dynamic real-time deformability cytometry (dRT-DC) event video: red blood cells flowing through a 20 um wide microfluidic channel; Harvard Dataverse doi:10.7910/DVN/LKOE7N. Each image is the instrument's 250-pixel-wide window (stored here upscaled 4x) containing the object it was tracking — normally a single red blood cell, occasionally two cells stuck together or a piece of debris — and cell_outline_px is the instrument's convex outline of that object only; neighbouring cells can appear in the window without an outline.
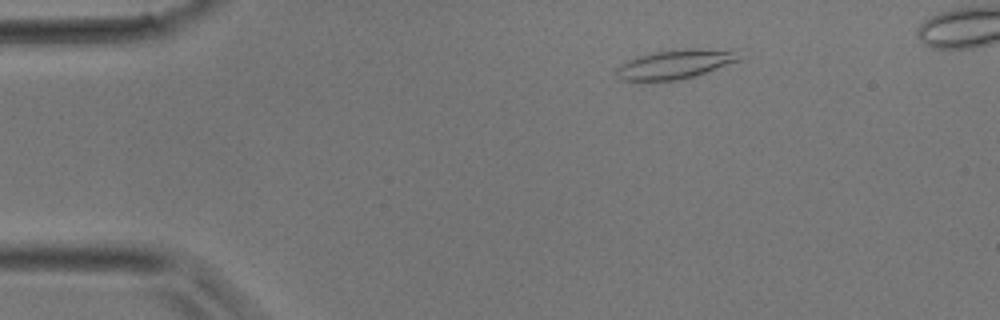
{"species": "common noctule bat (a hibernating species)", "species_latin": "Nyctalus noctula", "temperature_condition": "room temperature", "stored_images_in_passage": 2, "camera_frame_rate_fps": 3000, "um_per_image_px": 0.085, "animal": {"sex": "male", "body_mass_g": 17.9}, "frame": {"image": 1, "passage_image": 2, "time_ms": 1.333, "image_size_px": [1000, 320], "cell_outline_px": [[740, 60], [696, 76], [680, 80], [624, 80], [616, 76], [616, 68], [620, 64], [636, 56], [656, 52], [688, 48], [740, 48]], "centroid_in_image_um": [57.5, 5.42], "position_along_channel_um": 27.5, "area_um2": 21.27}}